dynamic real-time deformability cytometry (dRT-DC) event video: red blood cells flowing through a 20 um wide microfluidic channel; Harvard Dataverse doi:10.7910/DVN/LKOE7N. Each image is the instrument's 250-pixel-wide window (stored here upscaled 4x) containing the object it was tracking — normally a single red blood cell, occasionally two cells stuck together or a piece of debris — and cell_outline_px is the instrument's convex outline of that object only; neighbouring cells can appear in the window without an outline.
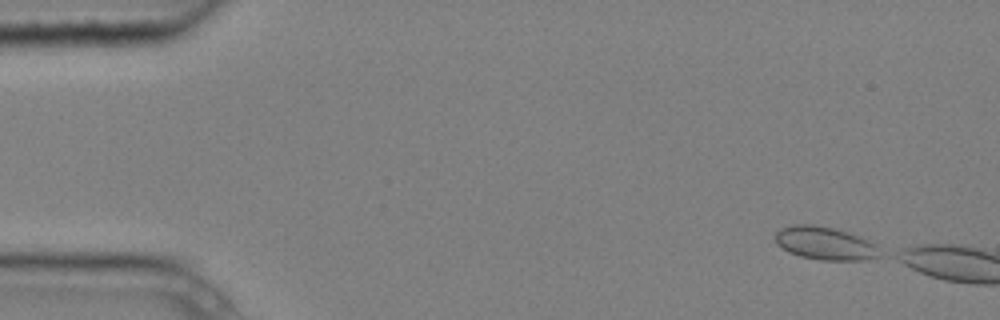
{"species": "common noctule bat (a hibernating species)", "species_latin": "Nyctalus noctula", "temperature_condition": "cold", "stored_images_in_passage": 2, "camera_frame_rate_fps": 3000, "um_per_image_px": 0.085, "animal": {"sex": "male", "body_mass_g": 20.4}, "frame": {"image": 1, "passage_image": 1, "time_ms": 0.0, "image_size_px": [1000, 320], "cell_outline_px": [[880, 256], [864, 260], [820, 260], [800, 256], [788, 252], [776, 244], [776, 232], [780, 228], [792, 224], [812, 224], [832, 228], [856, 236], [876, 244]], "centroid_in_image_um": [70.07, 20.68], "position_along_channel_um": 14.9, "area_um2": 19.88}}